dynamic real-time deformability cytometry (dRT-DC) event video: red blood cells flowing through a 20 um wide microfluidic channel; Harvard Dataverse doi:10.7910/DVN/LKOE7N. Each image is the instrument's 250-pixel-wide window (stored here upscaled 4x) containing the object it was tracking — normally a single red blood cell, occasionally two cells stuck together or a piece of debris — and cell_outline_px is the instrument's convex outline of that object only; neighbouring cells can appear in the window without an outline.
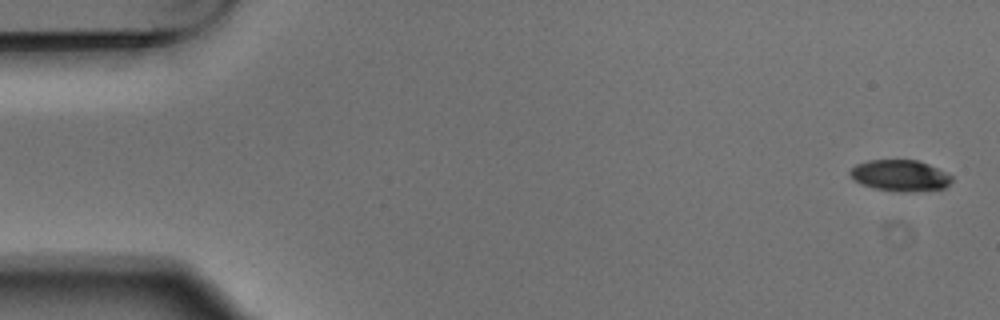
{"species": "Egyptian fruit bat (a non-hibernating species)", "species_latin": "Rousettus aegyptiacus", "temperature_condition": "warm", "stored_images_in_passage": 6, "camera_frame_rate_fps": 3000, "um_per_image_px": 0.085, "animal": {"sex": "male"}, "frame": {"image": 1, "passage_image": 1, "time_ms": 0.0, "image_size_px": [1000, 320], "cell_outline_px": [[952, 180], [944, 188], [916, 192], [896, 192], [876, 188], [860, 184], [848, 172], [856, 164], [868, 160], [916, 160], [928, 164], [952, 176]], "centroid_in_image_um": [76.5, 14.93], "position_along_channel_um": 8.5, "area_um2": 18.44}}